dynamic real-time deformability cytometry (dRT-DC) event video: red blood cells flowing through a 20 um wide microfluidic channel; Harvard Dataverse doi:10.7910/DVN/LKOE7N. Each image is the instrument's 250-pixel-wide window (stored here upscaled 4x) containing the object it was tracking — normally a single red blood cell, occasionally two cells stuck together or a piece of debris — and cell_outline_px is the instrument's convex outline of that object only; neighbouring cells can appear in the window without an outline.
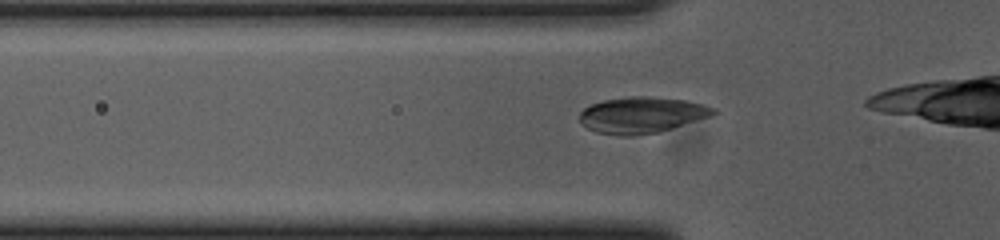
{"species": "common noctule bat (a hibernating species)", "species_latin": "Nyctalus noctula", "temperature_condition": "cold", "stored_images_in_passage": 30, "camera_frame_rate_fps": 3000, "um_per_image_px": 0.085, "animal": {"sex": "female", "body_mass_g": 23.0, "forearm_length_mm": 53.4}, "frame": {"image": 1, "passage_image": 8, "time_ms": 2.333, "image_size_px": [1000, 240], "cell_outline_px": [[720, 112], [672, 128], [656, 132], [636, 136], [620, 136], [596, 132], [580, 124], [580, 112], [584, 108], [592, 104], [604, 100], [628, 96], [648, 96], [684, 100], [716, 108]], "centroid_in_image_um": [54.51, 9.78], "position_along_channel_um": 71.3, "area_um2": 28.03}}
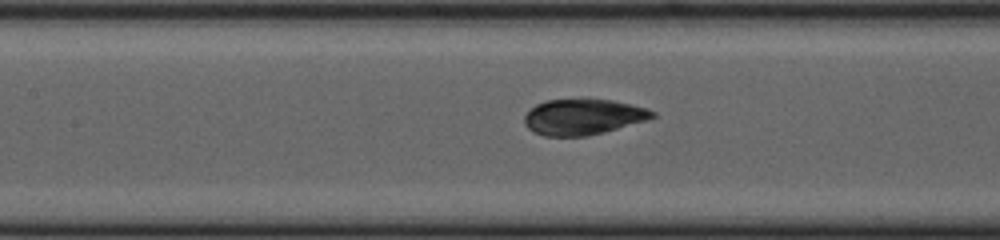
{"frame": {"image": 2, "passage_image": 15, "time_ms": 4.667, "image_size_px": [1000, 240], "cell_outline_px": [[656, 116], [648, 120], [604, 132], [584, 136], [544, 136], [528, 128], [524, 124], [524, 116], [536, 104], [548, 100], [612, 100], [632, 104], [648, 108], [656, 112]], "centroid_in_image_um": [49.6, 9.94], "position_along_channel_um": 157.8, "area_um2": 26.47}}
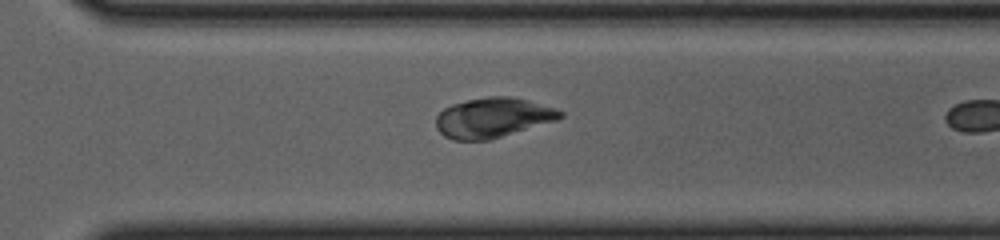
{"frame": {"image": 3, "passage_image": 29, "time_ms": 9.333, "image_size_px": [1000, 240], "cell_outline_px": [[564, 116], [560, 120], [488, 140], [452, 140], [444, 136], [436, 128], [436, 116], [444, 108], [452, 104], [468, 100], [488, 96], [512, 96], [528, 100], [556, 108], [564, 112]], "centroid_in_image_um": [41.93, 10.0], "position_along_channel_um": 328.7, "area_um2": 29.13}}